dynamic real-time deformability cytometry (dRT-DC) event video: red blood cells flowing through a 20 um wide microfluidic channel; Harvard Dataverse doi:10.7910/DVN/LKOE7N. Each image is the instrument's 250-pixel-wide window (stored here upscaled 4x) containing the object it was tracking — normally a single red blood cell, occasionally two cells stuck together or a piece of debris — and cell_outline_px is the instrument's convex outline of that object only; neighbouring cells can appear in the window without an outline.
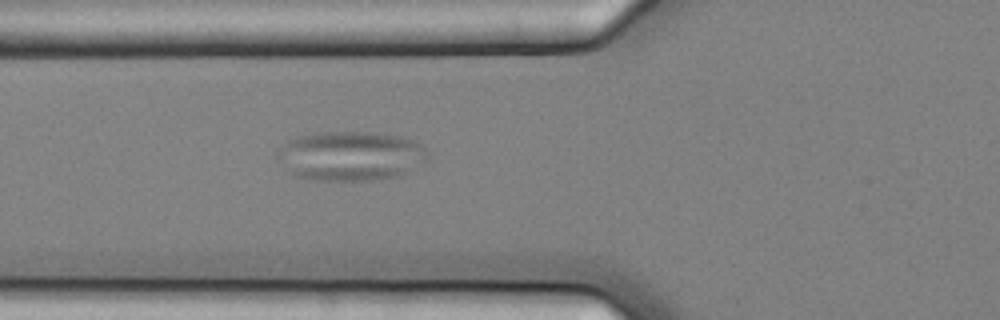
{"species": "common noctule bat (a hibernating species)", "species_latin": "Nyctalus noctula", "temperature_condition": "cold", "stored_images_in_passage": 2, "camera_frame_rate_fps": 3000, "um_per_image_px": 0.085, "animal": {"sex": "female", "body_mass_g": 25.1}, "frame": {"image": 1, "passage_image": 2, "time_ms": 0.333, "image_size_px": [1000, 320], "cell_outline_px": [[428, 156], [424, 160], [408, 172], [400, 176], [376, 180], [308, 180], [296, 176], [276, 160], [276, 152], [288, 140], [300, 136], [316, 132], [372, 132], [400, 136], [412, 140], [420, 144], [424, 148]], "centroid_in_image_um": [29.76, 13.26], "position_along_channel_um": 96.0, "area_um2": 43.41}}